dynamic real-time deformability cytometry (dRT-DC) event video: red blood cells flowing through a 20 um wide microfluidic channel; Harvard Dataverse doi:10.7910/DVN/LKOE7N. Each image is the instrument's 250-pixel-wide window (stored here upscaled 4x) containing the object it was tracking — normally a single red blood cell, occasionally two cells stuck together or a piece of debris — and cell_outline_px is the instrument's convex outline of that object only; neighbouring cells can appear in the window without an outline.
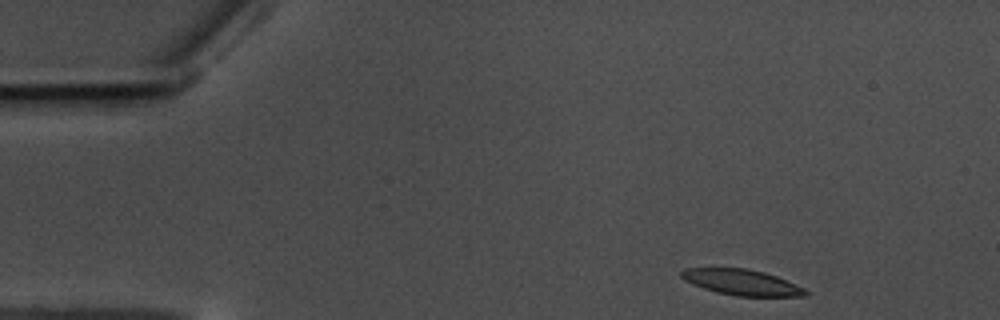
{"species": "common noctule bat (a hibernating species)", "species_latin": "Nyctalus noctula", "temperature_condition": "warm", "stored_images_in_passage": 52, "camera_frame_rate_fps": 3000, "um_per_image_px": 0.085, "animal": {"sex": "male", "body_mass_g": 17.5, "forearm_length_mm": 52.3}, "frame": {"image": 1, "passage_image": 1, "time_ms": 0.0, "image_size_px": [1000, 320], "cell_outline_px": [[808, 296], [736, 296], [716, 292], [692, 284], [684, 280], [680, 276], [680, 272], [684, 268], [744, 268], [764, 272], [776, 276], [796, 284], [804, 288], [808, 292]], "centroid_in_image_um": [63.04, 23.99], "position_along_channel_um": 22.0, "area_um2": 18.61}}
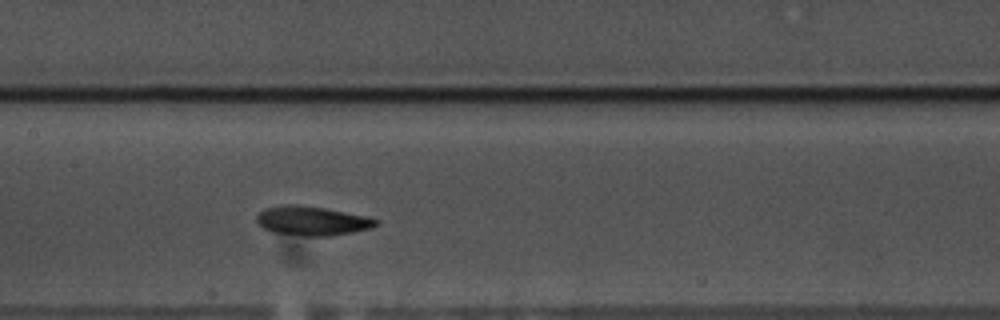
{"frame": {"image": 2, "passage_image": 22, "time_ms": 7.0, "image_size_px": [1000, 320], "cell_outline_px": [[380, 224], [372, 228], [352, 232], [328, 236], [304, 236], [272, 232], [264, 228], [256, 220], [256, 216], [264, 208], [284, 204], [296, 204], [324, 208], [368, 216], [380, 220]], "centroid_in_image_um": [26.56, 18.76], "position_along_channel_um": 180.8, "area_um2": 20.46}}
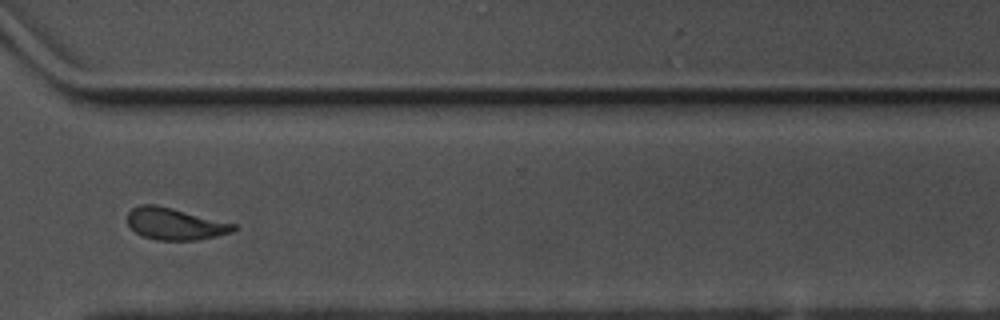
{"frame": {"image": 3, "passage_image": 37, "time_ms": 12.0, "image_size_px": [1000, 320], "cell_outline_px": [[236, 228], [232, 232], [216, 236], [196, 240], [156, 240], [144, 236], [136, 232], [128, 224], [128, 212], [132, 208], [140, 204], [156, 204], [236, 224]], "centroid_in_image_um": [14.86, 19.02], "position_along_channel_um": 355.7, "area_um2": 19.54}, "authors_computed_cell_mechanics": {"area_um2": 19.8832, "velocity_mm_per_s": 3.4936, "shape_relaxation_time_tau1_ms": 5.3786, "shape_relaxation_time_tau2_ms": 3.9272, "deformation_change_tau1": 0.1734, "deformation_change_tau2": 0.1149}}